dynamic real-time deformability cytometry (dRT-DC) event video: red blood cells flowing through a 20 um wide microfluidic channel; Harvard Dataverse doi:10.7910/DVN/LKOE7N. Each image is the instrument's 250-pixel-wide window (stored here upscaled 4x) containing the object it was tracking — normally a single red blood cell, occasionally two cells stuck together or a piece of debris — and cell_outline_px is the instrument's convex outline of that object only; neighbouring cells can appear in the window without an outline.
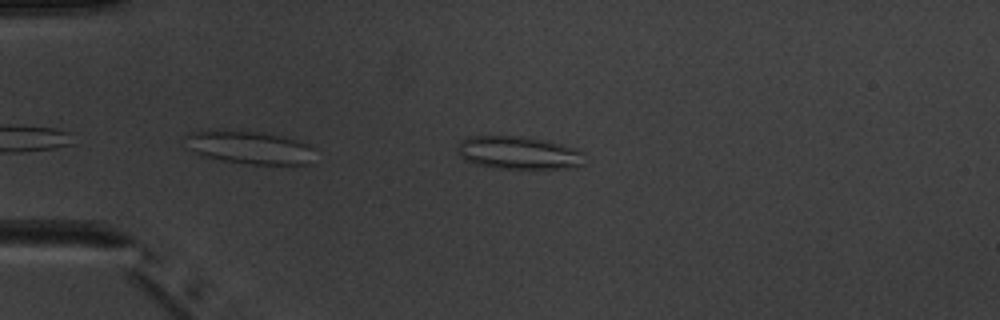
{"species": "common noctule bat (a hibernating species)", "species_latin": "Nyctalus noctula", "temperature_condition": "warm", "stored_images_in_passage": 2, "camera_frame_rate_fps": 3000, "um_per_image_px": 0.085, "animal": {"sex": "male", "body_mass_g": 20.1, "forearm_length_mm": 53.5}, "frame": {"image": 1, "passage_image": 1, "time_ms": 0.0, "image_size_px": [1000, 320], "cell_outline_px": [[584, 164], [576, 168], [496, 168], [476, 164], [464, 160], [456, 152], [456, 148], [460, 140], [472, 136], [520, 136], [560, 144], [576, 148], [584, 152]], "centroid_in_image_um": [44.06, 12.99], "position_along_channel_um": 40.9, "area_um2": 24.45}}